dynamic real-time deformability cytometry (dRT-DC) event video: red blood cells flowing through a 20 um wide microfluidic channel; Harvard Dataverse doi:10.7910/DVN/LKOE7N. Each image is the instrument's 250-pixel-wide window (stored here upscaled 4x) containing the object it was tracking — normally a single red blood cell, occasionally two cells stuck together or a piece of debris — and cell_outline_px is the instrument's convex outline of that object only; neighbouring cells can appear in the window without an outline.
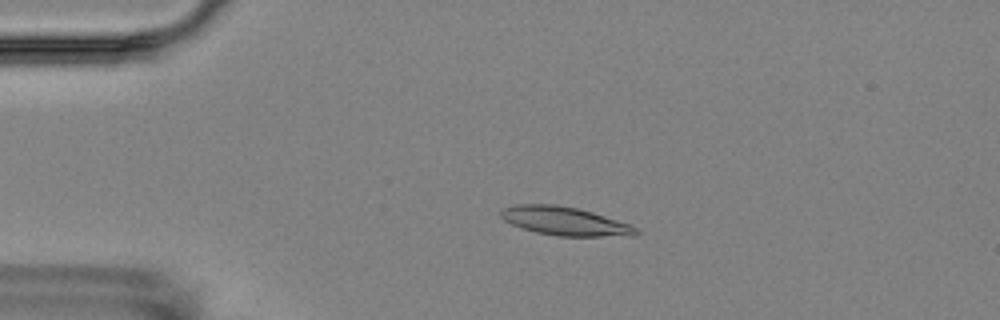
{"species": "Egyptian fruit bat (a non-hibernating species)", "species_latin": "Rousettus aegyptiacus", "temperature_condition": "room temperature", "stored_images_in_passage": 4, "camera_frame_rate_fps": 3000, "um_per_image_px": 0.085, "animal": {"sex": "female"}, "frame": {"image": 1, "passage_image": 3, "time_ms": 3.333, "image_size_px": [1000, 320], "cell_outline_px": [[640, 232], [636, 236], [556, 236], [536, 232], [520, 228], [504, 220], [500, 216], [500, 212], [504, 208], [512, 204], [556, 204], [580, 208], [632, 224], [640, 228]], "centroid_in_image_um": [48.07, 18.79], "position_along_channel_um": 36.9, "area_um2": 23.0}}